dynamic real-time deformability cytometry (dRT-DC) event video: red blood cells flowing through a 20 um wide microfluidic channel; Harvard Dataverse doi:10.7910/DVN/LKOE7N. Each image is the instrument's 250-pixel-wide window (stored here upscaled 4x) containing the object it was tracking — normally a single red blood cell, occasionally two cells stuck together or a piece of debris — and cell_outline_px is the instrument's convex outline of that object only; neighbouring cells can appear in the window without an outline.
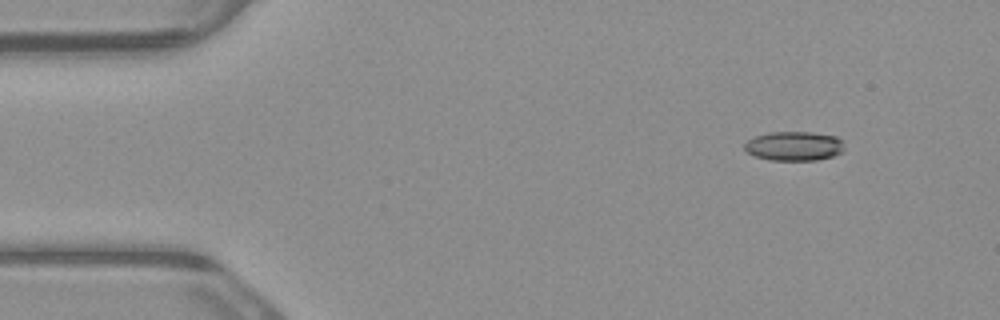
{"species": "common noctule bat (a hibernating species)", "species_latin": "Nyctalus noctula", "temperature_condition": "warm", "stored_images_in_passage": 6, "camera_frame_rate_fps": 3000, "um_per_image_px": 0.085, "animal": {"sex": "male", "body_mass_g": 23.1, "forearm_length_mm": 52.7}, "frame": {"image": 1, "passage_image": 1, "time_ms": 0.0, "image_size_px": [1000, 320], "cell_outline_px": [[844, 152], [832, 156], [816, 160], [768, 160], [756, 156], [748, 152], [744, 148], [744, 144], [748, 140], [756, 136], [772, 132], [812, 132], [836, 136], [844, 140]], "centroid_in_image_um": [67.55, 12.41], "position_along_channel_um": 17.5, "area_um2": 17.11}}
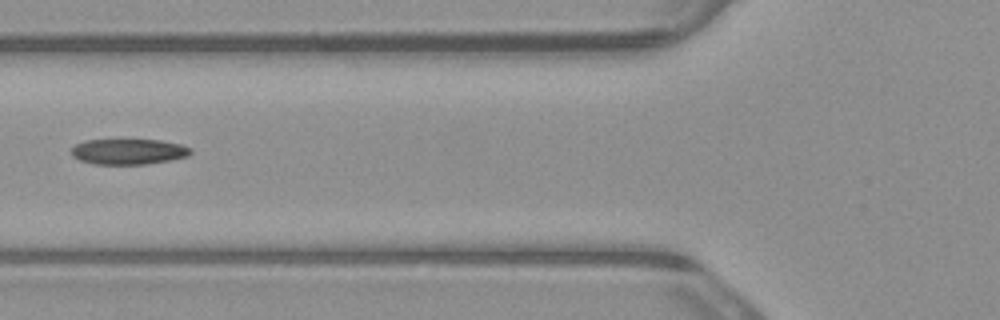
{"frame": {"image": 2, "passage_image": 5, "time_ms": 1.333, "image_size_px": [1000, 320], "cell_outline_px": [[192, 152], [188, 156], [172, 160], [148, 164], [92, 164], [80, 160], [72, 156], [72, 148], [76, 144], [84, 140], [160, 140], [180, 144], [192, 148]], "centroid_in_image_um": [10.94, 12.89], "position_along_channel_um": 114.9, "area_um2": 17.86}}
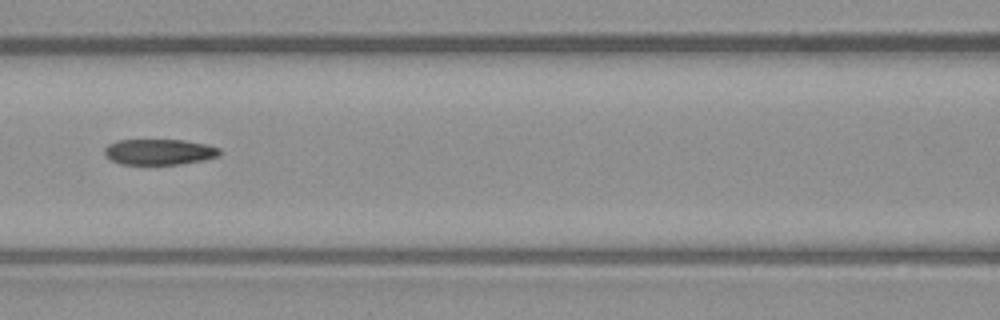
{"frame": {"image": 3, "passage_image": 6, "time_ms": 1.667, "image_size_px": [1000, 320], "cell_outline_px": [[220, 156], [204, 160], [180, 164], [120, 164], [104, 156], [104, 148], [108, 144], [116, 140], [184, 140], [208, 144], [220, 148]], "centroid_in_image_um": [13.54, 12.9], "position_along_channel_um": 153.1, "area_um2": 17.46}}